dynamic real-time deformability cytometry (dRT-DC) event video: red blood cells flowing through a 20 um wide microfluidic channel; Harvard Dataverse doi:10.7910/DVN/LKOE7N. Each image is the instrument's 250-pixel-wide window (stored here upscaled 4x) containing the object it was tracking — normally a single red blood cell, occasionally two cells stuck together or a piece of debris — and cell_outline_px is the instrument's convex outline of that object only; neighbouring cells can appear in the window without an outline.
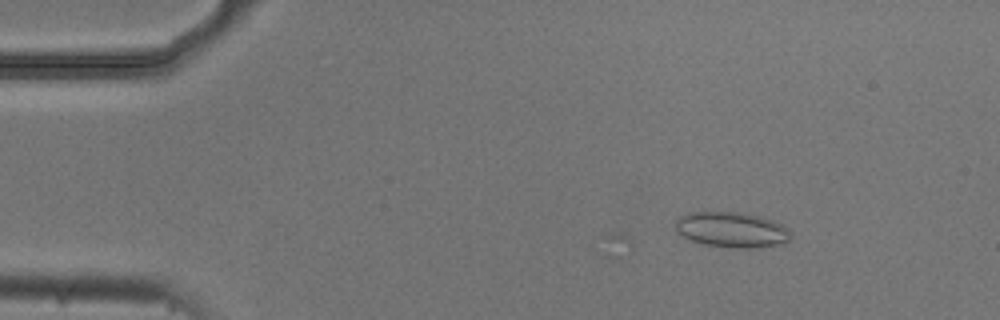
{"species": "common noctule bat (a hibernating species)", "species_latin": "Nyctalus noctula", "temperature_condition": "cold", "stored_images_in_passage": 5, "camera_frame_rate_fps": 3000, "um_per_image_px": 0.085, "animal": {"sex": "male", "body_mass_g": 20.5, "forearm_length_mm": 52.5}, "frame": {"image": 1, "passage_image": 2, "time_ms": 0.333, "image_size_px": [1000, 320], "cell_outline_px": [[792, 236], [784, 244], [756, 248], [732, 248], [704, 244], [692, 240], [676, 232], [676, 220], [680, 216], [688, 212], [704, 208], [740, 212], [760, 216], [772, 220], [788, 228]], "centroid_in_image_um": [62.16, 19.48], "position_along_channel_um": 22.8, "area_um2": 24.68}}